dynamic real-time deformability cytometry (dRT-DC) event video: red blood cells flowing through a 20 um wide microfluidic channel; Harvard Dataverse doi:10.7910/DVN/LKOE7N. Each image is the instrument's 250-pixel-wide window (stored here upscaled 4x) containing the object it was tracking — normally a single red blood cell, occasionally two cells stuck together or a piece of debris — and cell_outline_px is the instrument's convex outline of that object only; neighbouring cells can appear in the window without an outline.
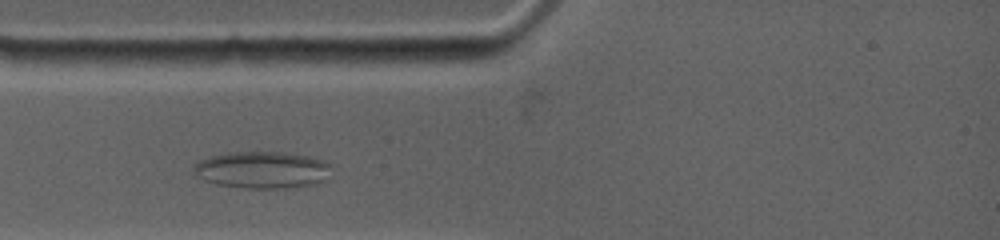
{"species": "common noctule bat (a hibernating species)", "species_latin": "Nyctalus noctula", "temperature_condition": "warm", "stored_images_in_passage": 15, "camera_frame_rate_fps": 4500, "um_per_image_px": 0.085, "animal": {"sex": "female", "body_mass_g": 19.0, "forearm_length_mm": 53.3}, "frame": {"image": 1, "passage_image": 10, "time_ms": 2.0, "image_size_px": [1000, 240], "cell_outline_px": [[332, 164], [328, 180], [316, 184], [292, 188], [244, 188], [220, 184], [204, 180], [196, 172], [196, 164], [200, 160], [212, 156], [232, 152], [284, 152], [308, 156]], "centroid_in_image_um": [22.4, 14.45], "position_along_channel_um": 62.6, "area_um2": 29.48}}
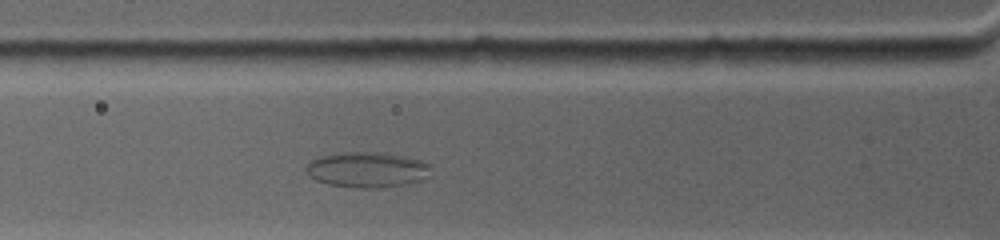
{"frame": {"image": 2, "passage_image": 12, "time_ms": 2.889, "image_size_px": [1000, 240], "cell_outline_px": [[432, 176], [420, 180], [404, 184], [380, 188], [356, 188], [328, 184], [316, 180], [308, 176], [304, 168], [312, 160], [320, 156], [348, 152], [388, 152], [408, 156], [432, 164]], "centroid_in_image_um": [31.27, 14.42], "position_along_channel_um": 94.5, "area_um2": 26.3}}